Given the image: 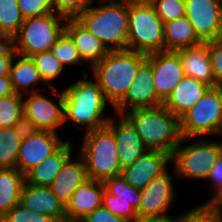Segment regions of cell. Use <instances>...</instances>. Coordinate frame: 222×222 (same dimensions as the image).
<instances>
[{"label": "cell", "mask_w": 222, "mask_h": 222, "mask_svg": "<svg viewBox=\"0 0 222 222\" xmlns=\"http://www.w3.org/2000/svg\"><path fill=\"white\" fill-rule=\"evenodd\" d=\"M25 175L17 168L0 169V219L20 202Z\"/></svg>", "instance_id": "cell-28"}, {"label": "cell", "mask_w": 222, "mask_h": 222, "mask_svg": "<svg viewBox=\"0 0 222 222\" xmlns=\"http://www.w3.org/2000/svg\"><path fill=\"white\" fill-rule=\"evenodd\" d=\"M0 127H25L23 95L14 93L0 98Z\"/></svg>", "instance_id": "cell-30"}, {"label": "cell", "mask_w": 222, "mask_h": 222, "mask_svg": "<svg viewBox=\"0 0 222 222\" xmlns=\"http://www.w3.org/2000/svg\"><path fill=\"white\" fill-rule=\"evenodd\" d=\"M102 206L111 213L132 222L138 218L141 190L130 186L121 176H114L104 182Z\"/></svg>", "instance_id": "cell-12"}, {"label": "cell", "mask_w": 222, "mask_h": 222, "mask_svg": "<svg viewBox=\"0 0 222 222\" xmlns=\"http://www.w3.org/2000/svg\"><path fill=\"white\" fill-rule=\"evenodd\" d=\"M179 54L184 75L216 87L209 54V42L176 51Z\"/></svg>", "instance_id": "cell-22"}, {"label": "cell", "mask_w": 222, "mask_h": 222, "mask_svg": "<svg viewBox=\"0 0 222 222\" xmlns=\"http://www.w3.org/2000/svg\"><path fill=\"white\" fill-rule=\"evenodd\" d=\"M163 27L149 0H128L127 50L147 55L165 51Z\"/></svg>", "instance_id": "cell-5"}, {"label": "cell", "mask_w": 222, "mask_h": 222, "mask_svg": "<svg viewBox=\"0 0 222 222\" xmlns=\"http://www.w3.org/2000/svg\"><path fill=\"white\" fill-rule=\"evenodd\" d=\"M153 85L151 64L146 60L139 68L125 97L114 107L117 114L139 109L153 108L162 105Z\"/></svg>", "instance_id": "cell-15"}, {"label": "cell", "mask_w": 222, "mask_h": 222, "mask_svg": "<svg viewBox=\"0 0 222 222\" xmlns=\"http://www.w3.org/2000/svg\"><path fill=\"white\" fill-rule=\"evenodd\" d=\"M184 138L222 135V88L211 87L202 98L180 118Z\"/></svg>", "instance_id": "cell-9"}, {"label": "cell", "mask_w": 222, "mask_h": 222, "mask_svg": "<svg viewBox=\"0 0 222 222\" xmlns=\"http://www.w3.org/2000/svg\"><path fill=\"white\" fill-rule=\"evenodd\" d=\"M182 137L172 155V165L175 175L184 179H207L210 170L222 155V143L208 139L197 140L194 144L183 146Z\"/></svg>", "instance_id": "cell-8"}, {"label": "cell", "mask_w": 222, "mask_h": 222, "mask_svg": "<svg viewBox=\"0 0 222 222\" xmlns=\"http://www.w3.org/2000/svg\"><path fill=\"white\" fill-rule=\"evenodd\" d=\"M134 126L147 150L173 155L182 135L180 119L163 105L139 108L123 114Z\"/></svg>", "instance_id": "cell-2"}, {"label": "cell", "mask_w": 222, "mask_h": 222, "mask_svg": "<svg viewBox=\"0 0 222 222\" xmlns=\"http://www.w3.org/2000/svg\"><path fill=\"white\" fill-rule=\"evenodd\" d=\"M185 16L203 42L219 39L221 0H184Z\"/></svg>", "instance_id": "cell-16"}, {"label": "cell", "mask_w": 222, "mask_h": 222, "mask_svg": "<svg viewBox=\"0 0 222 222\" xmlns=\"http://www.w3.org/2000/svg\"><path fill=\"white\" fill-rule=\"evenodd\" d=\"M81 222H128L124 218H121L103 206L94 210L91 214L85 217Z\"/></svg>", "instance_id": "cell-41"}, {"label": "cell", "mask_w": 222, "mask_h": 222, "mask_svg": "<svg viewBox=\"0 0 222 222\" xmlns=\"http://www.w3.org/2000/svg\"><path fill=\"white\" fill-rule=\"evenodd\" d=\"M73 144L65 141L53 154L25 175V181L36 186L50 187L65 161L73 155Z\"/></svg>", "instance_id": "cell-25"}, {"label": "cell", "mask_w": 222, "mask_h": 222, "mask_svg": "<svg viewBox=\"0 0 222 222\" xmlns=\"http://www.w3.org/2000/svg\"><path fill=\"white\" fill-rule=\"evenodd\" d=\"M83 79L70 84L63 90L64 99V123L72 121L81 127L85 126V132L104 127L109 117H103L107 103L104 94L95 81L86 80L89 76L84 69Z\"/></svg>", "instance_id": "cell-4"}, {"label": "cell", "mask_w": 222, "mask_h": 222, "mask_svg": "<svg viewBox=\"0 0 222 222\" xmlns=\"http://www.w3.org/2000/svg\"><path fill=\"white\" fill-rule=\"evenodd\" d=\"M104 183L93 179L86 180L71 196L66 205V221L81 222L94 210L102 206Z\"/></svg>", "instance_id": "cell-19"}, {"label": "cell", "mask_w": 222, "mask_h": 222, "mask_svg": "<svg viewBox=\"0 0 222 222\" xmlns=\"http://www.w3.org/2000/svg\"><path fill=\"white\" fill-rule=\"evenodd\" d=\"M172 163V155L159 151L147 150L132 165L121 171V176L132 187L142 190L154 178H157L168 170L167 164Z\"/></svg>", "instance_id": "cell-17"}, {"label": "cell", "mask_w": 222, "mask_h": 222, "mask_svg": "<svg viewBox=\"0 0 222 222\" xmlns=\"http://www.w3.org/2000/svg\"><path fill=\"white\" fill-rule=\"evenodd\" d=\"M58 95L57 104L40 92L26 94L23 97L24 124L29 130L51 131L57 133V128L64 123V94L58 89L49 88Z\"/></svg>", "instance_id": "cell-10"}, {"label": "cell", "mask_w": 222, "mask_h": 222, "mask_svg": "<svg viewBox=\"0 0 222 222\" xmlns=\"http://www.w3.org/2000/svg\"><path fill=\"white\" fill-rule=\"evenodd\" d=\"M0 222H59V221L47 214H40L31 211L19 202L0 219Z\"/></svg>", "instance_id": "cell-34"}, {"label": "cell", "mask_w": 222, "mask_h": 222, "mask_svg": "<svg viewBox=\"0 0 222 222\" xmlns=\"http://www.w3.org/2000/svg\"><path fill=\"white\" fill-rule=\"evenodd\" d=\"M24 19L44 16L54 12L52 0H17Z\"/></svg>", "instance_id": "cell-38"}, {"label": "cell", "mask_w": 222, "mask_h": 222, "mask_svg": "<svg viewBox=\"0 0 222 222\" xmlns=\"http://www.w3.org/2000/svg\"><path fill=\"white\" fill-rule=\"evenodd\" d=\"M147 54L116 50L92 66L93 76L105 99L115 107L126 95Z\"/></svg>", "instance_id": "cell-1"}, {"label": "cell", "mask_w": 222, "mask_h": 222, "mask_svg": "<svg viewBox=\"0 0 222 222\" xmlns=\"http://www.w3.org/2000/svg\"><path fill=\"white\" fill-rule=\"evenodd\" d=\"M81 144L78 154L84 159L89 179L104 182L121 175L116 140L106 125L85 132Z\"/></svg>", "instance_id": "cell-6"}, {"label": "cell", "mask_w": 222, "mask_h": 222, "mask_svg": "<svg viewBox=\"0 0 222 222\" xmlns=\"http://www.w3.org/2000/svg\"><path fill=\"white\" fill-rule=\"evenodd\" d=\"M66 20L67 18L55 12L25 19L18 32L11 38L15 52L21 56L31 57L50 51L65 30L63 22Z\"/></svg>", "instance_id": "cell-7"}, {"label": "cell", "mask_w": 222, "mask_h": 222, "mask_svg": "<svg viewBox=\"0 0 222 222\" xmlns=\"http://www.w3.org/2000/svg\"><path fill=\"white\" fill-rule=\"evenodd\" d=\"M71 155L63 164L61 171L50 186L53 194L65 206L69 203L73 192L88 180L87 169L83 157L79 154L77 161Z\"/></svg>", "instance_id": "cell-23"}, {"label": "cell", "mask_w": 222, "mask_h": 222, "mask_svg": "<svg viewBox=\"0 0 222 222\" xmlns=\"http://www.w3.org/2000/svg\"><path fill=\"white\" fill-rule=\"evenodd\" d=\"M165 51H177L203 42L186 16L164 23Z\"/></svg>", "instance_id": "cell-27"}, {"label": "cell", "mask_w": 222, "mask_h": 222, "mask_svg": "<svg viewBox=\"0 0 222 222\" xmlns=\"http://www.w3.org/2000/svg\"><path fill=\"white\" fill-rule=\"evenodd\" d=\"M209 205L219 214L222 221V193L213 198Z\"/></svg>", "instance_id": "cell-44"}, {"label": "cell", "mask_w": 222, "mask_h": 222, "mask_svg": "<svg viewBox=\"0 0 222 222\" xmlns=\"http://www.w3.org/2000/svg\"><path fill=\"white\" fill-rule=\"evenodd\" d=\"M119 116L120 121L117 124L115 118L110 117L106 126L115 137L119 164L123 169L132 165L147 149L131 122L124 115Z\"/></svg>", "instance_id": "cell-18"}, {"label": "cell", "mask_w": 222, "mask_h": 222, "mask_svg": "<svg viewBox=\"0 0 222 222\" xmlns=\"http://www.w3.org/2000/svg\"><path fill=\"white\" fill-rule=\"evenodd\" d=\"M9 76L14 92L23 96L24 93L29 94L38 92L34 89L36 85L38 86V83L44 84L31 57H25L18 54H16L13 59Z\"/></svg>", "instance_id": "cell-26"}, {"label": "cell", "mask_w": 222, "mask_h": 222, "mask_svg": "<svg viewBox=\"0 0 222 222\" xmlns=\"http://www.w3.org/2000/svg\"><path fill=\"white\" fill-rule=\"evenodd\" d=\"M171 222H222L219 214L209 205L203 203L200 206L188 210L186 213L173 218Z\"/></svg>", "instance_id": "cell-36"}, {"label": "cell", "mask_w": 222, "mask_h": 222, "mask_svg": "<svg viewBox=\"0 0 222 222\" xmlns=\"http://www.w3.org/2000/svg\"><path fill=\"white\" fill-rule=\"evenodd\" d=\"M210 88L201 81L184 76L162 105L180 119Z\"/></svg>", "instance_id": "cell-21"}, {"label": "cell", "mask_w": 222, "mask_h": 222, "mask_svg": "<svg viewBox=\"0 0 222 222\" xmlns=\"http://www.w3.org/2000/svg\"><path fill=\"white\" fill-rule=\"evenodd\" d=\"M16 54L11 39L0 37V76H9Z\"/></svg>", "instance_id": "cell-40"}, {"label": "cell", "mask_w": 222, "mask_h": 222, "mask_svg": "<svg viewBox=\"0 0 222 222\" xmlns=\"http://www.w3.org/2000/svg\"><path fill=\"white\" fill-rule=\"evenodd\" d=\"M35 66L41 76L43 82L47 85V89L53 88V81L61 76L65 67L58 61V59L51 53V51H44L31 56Z\"/></svg>", "instance_id": "cell-32"}, {"label": "cell", "mask_w": 222, "mask_h": 222, "mask_svg": "<svg viewBox=\"0 0 222 222\" xmlns=\"http://www.w3.org/2000/svg\"><path fill=\"white\" fill-rule=\"evenodd\" d=\"M20 203L31 211L47 214L59 222H66V206L58 200L50 187L36 186L25 181Z\"/></svg>", "instance_id": "cell-20"}, {"label": "cell", "mask_w": 222, "mask_h": 222, "mask_svg": "<svg viewBox=\"0 0 222 222\" xmlns=\"http://www.w3.org/2000/svg\"><path fill=\"white\" fill-rule=\"evenodd\" d=\"M219 38L222 39V0L220 6V28H219Z\"/></svg>", "instance_id": "cell-46"}, {"label": "cell", "mask_w": 222, "mask_h": 222, "mask_svg": "<svg viewBox=\"0 0 222 222\" xmlns=\"http://www.w3.org/2000/svg\"><path fill=\"white\" fill-rule=\"evenodd\" d=\"M132 222H171V220L162 218H152V217H138Z\"/></svg>", "instance_id": "cell-45"}, {"label": "cell", "mask_w": 222, "mask_h": 222, "mask_svg": "<svg viewBox=\"0 0 222 222\" xmlns=\"http://www.w3.org/2000/svg\"><path fill=\"white\" fill-rule=\"evenodd\" d=\"M65 31L74 41L75 47L84 63L88 62L91 67L101 61L109 50L103 42L94 34L90 33L75 18H68L65 22Z\"/></svg>", "instance_id": "cell-24"}, {"label": "cell", "mask_w": 222, "mask_h": 222, "mask_svg": "<svg viewBox=\"0 0 222 222\" xmlns=\"http://www.w3.org/2000/svg\"><path fill=\"white\" fill-rule=\"evenodd\" d=\"M26 127H0V169L17 168L18 153Z\"/></svg>", "instance_id": "cell-29"}, {"label": "cell", "mask_w": 222, "mask_h": 222, "mask_svg": "<svg viewBox=\"0 0 222 222\" xmlns=\"http://www.w3.org/2000/svg\"><path fill=\"white\" fill-rule=\"evenodd\" d=\"M209 54L216 87L222 88V39L209 42Z\"/></svg>", "instance_id": "cell-39"}, {"label": "cell", "mask_w": 222, "mask_h": 222, "mask_svg": "<svg viewBox=\"0 0 222 222\" xmlns=\"http://www.w3.org/2000/svg\"><path fill=\"white\" fill-rule=\"evenodd\" d=\"M24 20L17 0H0V37L11 39Z\"/></svg>", "instance_id": "cell-31"}, {"label": "cell", "mask_w": 222, "mask_h": 222, "mask_svg": "<svg viewBox=\"0 0 222 222\" xmlns=\"http://www.w3.org/2000/svg\"><path fill=\"white\" fill-rule=\"evenodd\" d=\"M154 6L155 12L164 22L185 16L184 0H149Z\"/></svg>", "instance_id": "cell-35"}, {"label": "cell", "mask_w": 222, "mask_h": 222, "mask_svg": "<svg viewBox=\"0 0 222 222\" xmlns=\"http://www.w3.org/2000/svg\"><path fill=\"white\" fill-rule=\"evenodd\" d=\"M212 183V188L214 187V193L211 199H209L205 203H209L213 198H215L218 194L222 193V155L219 157L217 162L213 165L210 170V174L207 178Z\"/></svg>", "instance_id": "cell-42"}, {"label": "cell", "mask_w": 222, "mask_h": 222, "mask_svg": "<svg viewBox=\"0 0 222 222\" xmlns=\"http://www.w3.org/2000/svg\"><path fill=\"white\" fill-rule=\"evenodd\" d=\"M98 3L99 6L90 5L75 19L99 38L109 51L127 50L128 0H99Z\"/></svg>", "instance_id": "cell-3"}, {"label": "cell", "mask_w": 222, "mask_h": 222, "mask_svg": "<svg viewBox=\"0 0 222 222\" xmlns=\"http://www.w3.org/2000/svg\"><path fill=\"white\" fill-rule=\"evenodd\" d=\"M147 61L152 66L157 97L164 102L185 76L179 54L176 51L155 52L147 55Z\"/></svg>", "instance_id": "cell-14"}, {"label": "cell", "mask_w": 222, "mask_h": 222, "mask_svg": "<svg viewBox=\"0 0 222 222\" xmlns=\"http://www.w3.org/2000/svg\"><path fill=\"white\" fill-rule=\"evenodd\" d=\"M14 93L10 76H0V98Z\"/></svg>", "instance_id": "cell-43"}, {"label": "cell", "mask_w": 222, "mask_h": 222, "mask_svg": "<svg viewBox=\"0 0 222 222\" xmlns=\"http://www.w3.org/2000/svg\"><path fill=\"white\" fill-rule=\"evenodd\" d=\"M172 180L168 170L163 175L154 178L141 190L140 206L137 209L139 217L173 219V216L166 213L175 199Z\"/></svg>", "instance_id": "cell-13"}, {"label": "cell", "mask_w": 222, "mask_h": 222, "mask_svg": "<svg viewBox=\"0 0 222 222\" xmlns=\"http://www.w3.org/2000/svg\"><path fill=\"white\" fill-rule=\"evenodd\" d=\"M94 0H52L54 12L65 18H76L83 13Z\"/></svg>", "instance_id": "cell-37"}, {"label": "cell", "mask_w": 222, "mask_h": 222, "mask_svg": "<svg viewBox=\"0 0 222 222\" xmlns=\"http://www.w3.org/2000/svg\"><path fill=\"white\" fill-rule=\"evenodd\" d=\"M50 51L64 67L66 65L74 66L75 64L84 65L74 41L65 30L58 37Z\"/></svg>", "instance_id": "cell-33"}, {"label": "cell", "mask_w": 222, "mask_h": 222, "mask_svg": "<svg viewBox=\"0 0 222 222\" xmlns=\"http://www.w3.org/2000/svg\"><path fill=\"white\" fill-rule=\"evenodd\" d=\"M64 142L58 133L26 129L18 153L17 169L26 175Z\"/></svg>", "instance_id": "cell-11"}]
</instances>
